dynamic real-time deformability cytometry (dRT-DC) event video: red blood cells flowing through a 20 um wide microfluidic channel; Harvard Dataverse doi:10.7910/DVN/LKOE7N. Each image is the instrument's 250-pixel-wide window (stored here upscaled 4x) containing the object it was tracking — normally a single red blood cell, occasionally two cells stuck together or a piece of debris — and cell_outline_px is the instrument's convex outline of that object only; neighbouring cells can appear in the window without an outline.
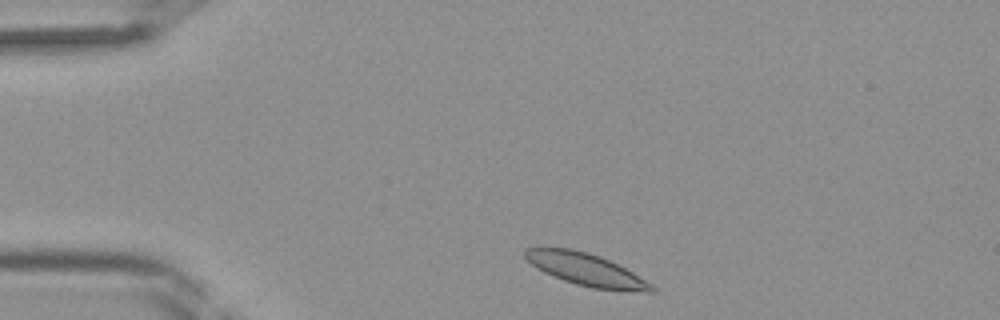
{"species": "Egyptian fruit bat (a non-hibernating species)", "species_latin": "Rousettus aegyptiacus", "temperature_condition": "room temperature", "stored_images_in_passage": 36, "camera_frame_rate_fps": 3000, "um_per_image_px": 0.085, "frame": {"image": 1, "passage_image": 2, "time_ms": 0.333, "image_size_px": [1000, 320], "cell_outline_px": [[656, 292], [648, 292], [592, 288], [576, 284], [564, 280], [544, 272], [536, 268], [524, 256], [524, 248], [572, 248], [588, 252], [600, 256], [632, 272], [652, 284], [656, 288]], "centroid_in_image_um": [49.81, 22.91], "position_along_channel_um": 35.2, "area_um2": 23.52}}
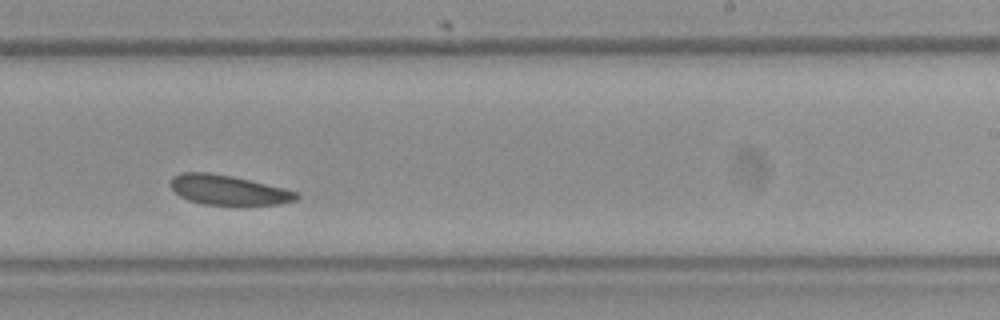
{"frame": {"image": 2, "passage_image": 20, "time_ms": 6.333, "image_size_px": [1000, 320], "cell_outline_px": [[300, 196], [296, 200], [280, 204], [204, 204], [188, 200], [180, 196], [172, 188], [172, 176], [180, 172], [208, 172], [232, 176], [284, 188], [296, 192]], "centroid_in_image_um": [19.39, 16.14], "position_along_channel_um": 269.6, "area_um2": 21.5}}
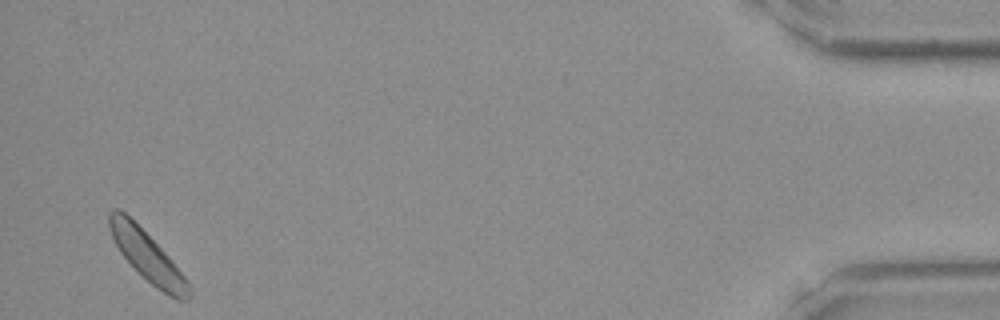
{"frame": {"image": 3, "passage_image": 35, "time_ms": 11.333, "image_size_px": [1000, 320], "cell_outline_px": [[192, 296], [188, 300], [176, 300], [168, 296], [156, 288], [120, 252], [112, 236], [108, 224], [108, 212], [116, 208], [124, 212], [172, 260], [188, 280], [192, 292]], "centroid_in_image_um": [12.57, 21.83], "position_along_channel_um": 422.6, "area_um2": 22.54}}